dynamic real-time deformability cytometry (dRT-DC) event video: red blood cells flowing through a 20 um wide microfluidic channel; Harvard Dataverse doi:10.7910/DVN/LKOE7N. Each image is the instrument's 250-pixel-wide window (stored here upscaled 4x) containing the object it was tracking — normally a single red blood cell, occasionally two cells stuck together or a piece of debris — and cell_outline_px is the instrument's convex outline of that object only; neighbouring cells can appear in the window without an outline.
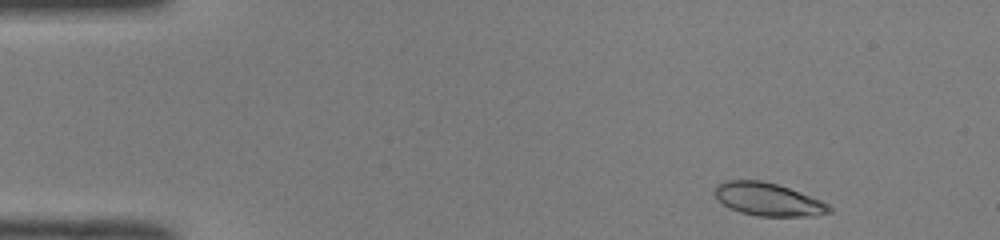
{"species": "common noctule bat (a hibernating species)", "species_latin": "Nyctalus noctula", "temperature_condition": "room temperature", "stored_images_in_passage": 47, "camera_frame_rate_fps": 3000, "um_per_image_px": 0.085, "animal": {"sex": "male", "body_mass_g": 19.0, "forearm_length_mm": 50.8}, "frame": {"image": 1, "passage_image": 2, "time_ms": 0.333, "image_size_px": [1000, 240], "cell_outline_px": [[832, 212], [816, 216], [756, 216], [740, 212], [724, 204], [716, 196], [716, 188], [724, 180], [760, 180], [776, 184], [788, 188], [820, 200], [828, 204], [832, 208]], "centroid_in_image_um": [65.33, 16.96], "position_along_channel_um": 19.7, "area_um2": 21.62}}
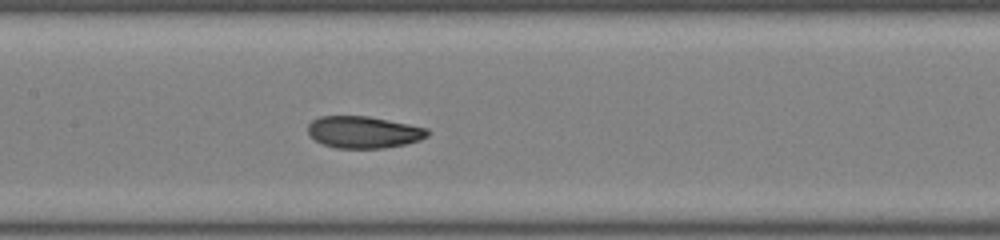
{"frame": {"image": 2, "passage_image": 21, "time_ms": 6.667, "image_size_px": [1000, 240], "cell_outline_px": [[428, 136], [420, 140], [404, 144], [384, 148], [336, 148], [324, 144], [308, 136], [308, 124], [312, 120], [320, 116], [368, 116], [428, 128]], "centroid_in_image_um": [30.88, 11.23], "position_along_channel_um": 176.5, "area_um2": 22.2}}
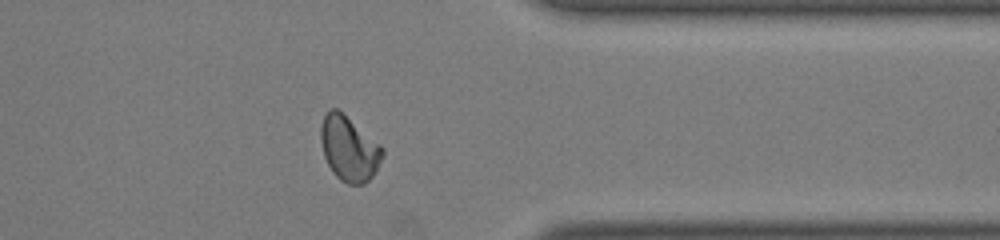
{"frame": {"image": 3, "passage_image": 37, "time_ms": 12.0, "image_size_px": [1000, 240], "cell_outline_px": [[384, 152], [376, 172], [364, 184], [348, 184], [340, 180], [332, 172], [324, 156], [320, 140], [320, 128], [324, 116], [332, 108], [336, 108], [380, 144], [384, 148]], "centroid_in_image_um": [29.66, 12.66], "position_along_channel_um": 381.7, "area_um2": 23.12}, "authors_computed_cell_mechanics": {"area_um2": 22.6576, "velocity_mm_per_s": 4.0068, "shape_relaxation_time_tau1_ms": 10.6053, "shape_relaxation_time_tau2_ms": 1.656, "deformation_change_tau1": 0.2828, "deformation_change_tau2": 0.053}}